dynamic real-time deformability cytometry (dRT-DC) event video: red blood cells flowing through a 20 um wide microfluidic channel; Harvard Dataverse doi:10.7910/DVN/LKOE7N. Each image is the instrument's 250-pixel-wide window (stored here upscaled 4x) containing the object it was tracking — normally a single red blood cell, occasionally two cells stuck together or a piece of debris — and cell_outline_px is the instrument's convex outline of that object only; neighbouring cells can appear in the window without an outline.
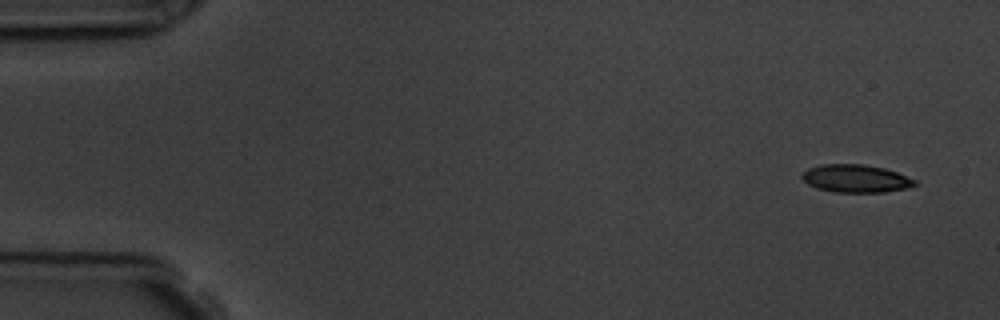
{"species": "common noctule bat (a hibernating species)", "species_latin": "Nyctalus noctula", "temperature_condition": "room temperature", "stored_images_in_passage": 4, "camera_frame_rate_fps": 3000, "um_per_image_px": 0.085, "animal": {"sex": "male", "body_mass_g": 19.5, "forearm_length_mm": 54.6}, "frame": {"image": 1, "passage_image": 1, "time_ms": 0.0, "image_size_px": [1000, 320], "cell_outline_px": [[916, 184], [908, 188], [884, 192], [832, 192], [816, 188], [808, 184], [800, 176], [808, 168], [820, 164], [864, 164], [884, 168], [896, 172], [916, 180]], "centroid_in_image_um": [72.72, 15.17], "position_along_channel_um": 12.3, "area_um2": 18.32}}
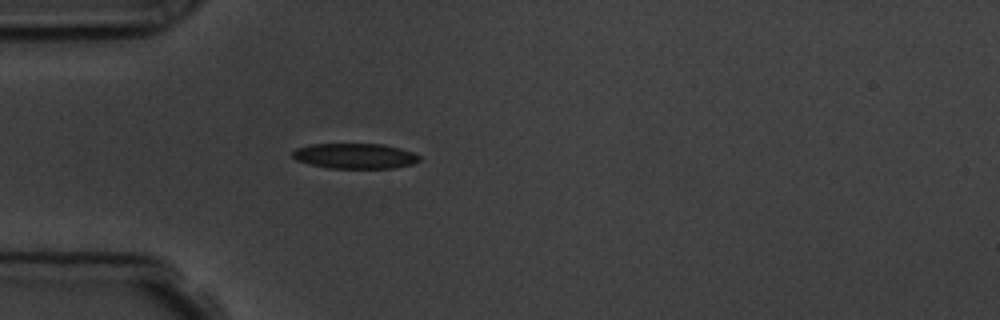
{"frame": {"image": 2, "passage_image": 4, "time_ms": 4.333, "image_size_px": [1000, 320], "cell_outline_px": [[420, 160], [412, 164], [396, 168], [328, 168], [308, 164], [296, 160], [292, 156], [292, 152], [296, 148], [312, 144], [384, 144], [400, 148], [412, 152], [420, 156]], "centroid_in_image_um": [30.16, 13.26], "position_along_channel_um": 54.8, "area_um2": 18.79}}